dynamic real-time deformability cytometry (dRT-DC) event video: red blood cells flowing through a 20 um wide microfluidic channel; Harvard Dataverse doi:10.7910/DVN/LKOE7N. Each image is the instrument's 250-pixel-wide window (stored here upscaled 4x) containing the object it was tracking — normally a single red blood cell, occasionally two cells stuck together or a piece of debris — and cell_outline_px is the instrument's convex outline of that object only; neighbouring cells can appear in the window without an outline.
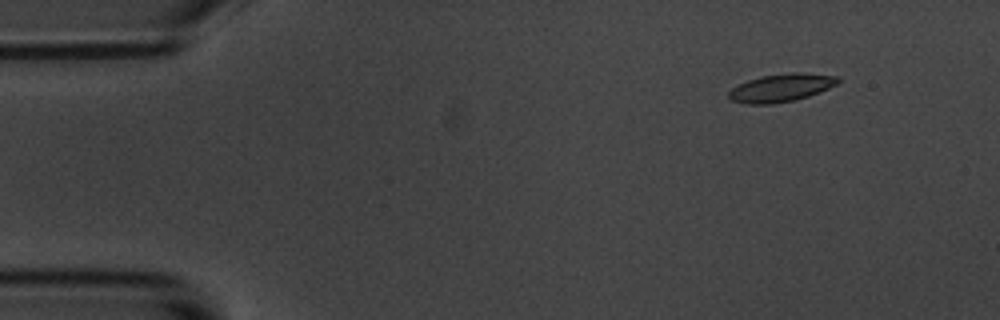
{"species": "common noctule bat (a hibernating species)", "species_latin": "Nyctalus noctula", "temperature_condition": "room temperature", "stored_images_in_passage": 5, "camera_frame_rate_fps": 3000, "um_per_image_px": 0.085, "animal": {"sex": "male", "body_mass_g": 20.1, "forearm_length_mm": 53.5}, "frame": {"image": 1, "passage_image": 2, "time_ms": 2.0, "image_size_px": [1000, 320], "cell_outline_px": [[840, 80], [836, 84], [820, 92], [796, 100], [772, 104], [744, 104], [728, 100], [728, 92], [732, 88], [748, 80], [760, 76], [792, 72], [800, 72], [840, 76]], "centroid_in_image_um": [66.38, 7.47], "position_along_channel_um": 18.6, "area_um2": 17.98}}
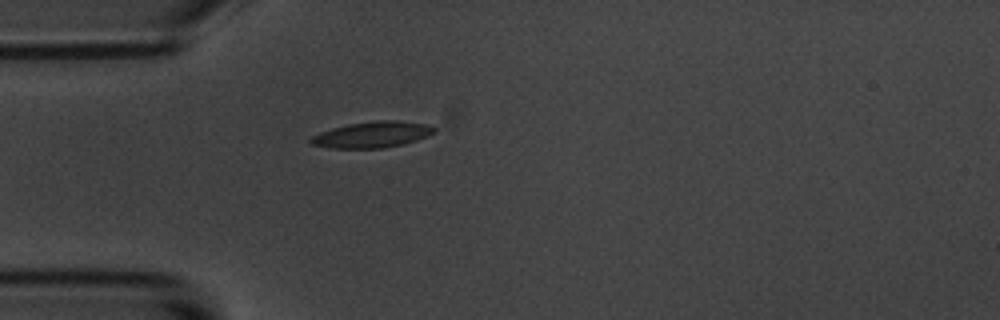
{"frame": {"image": 2, "passage_image": 5, "time_ms": 5.333, "image_size_px": [1000, 320], "cell_outline_px": [[436, 132], [428, 136], [404, 144], [384, 148], [332, 148], [312, 144], [308, 140], [312, 136], [320, 132], [332, 128], [348, 124], [376, 120], [396, 120], [424, 124], [436, 128]], "centroid_in_image_um": [31.64, 11.44], "position_along_channel_um": 53.4, "area_um2": 18.73}}